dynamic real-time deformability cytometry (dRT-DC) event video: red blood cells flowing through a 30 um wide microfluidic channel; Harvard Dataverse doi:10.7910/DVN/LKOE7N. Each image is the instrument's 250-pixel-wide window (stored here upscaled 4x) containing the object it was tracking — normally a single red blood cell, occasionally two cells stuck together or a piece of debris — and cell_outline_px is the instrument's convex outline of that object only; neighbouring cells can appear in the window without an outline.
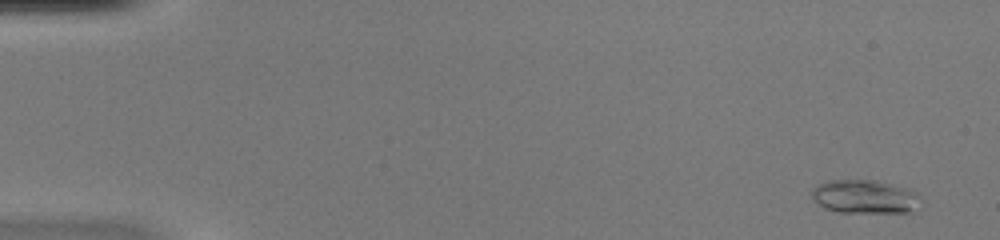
{"species": "common noctule bat (a hibernating species)", "species_latin": "Nyctalus noctula", "temperature_condition": "warm", "stored_images_in_passage": 51, "camera_frame_rate_fps": 3000, "um_per_image_px": 0.085, "animal": {"sex": "female", "body_mass_g": 20.0, "forearm_length_mm": 54.0}, "frame": {"image": 1, "passage_image": 3, "time_ms": 0.667, "image_size_px": [1000, 240], "cell_outline_px": [[916, 192], [908, 212], [840, 212], [824, 208], [812, 200], [812, 188], [828, 180], [876, 180], [912, 188]], "centroid_in_image_um": [73.37, 16.69], "position_along_channel_um": 11.6, "area_um2": 20.75}}
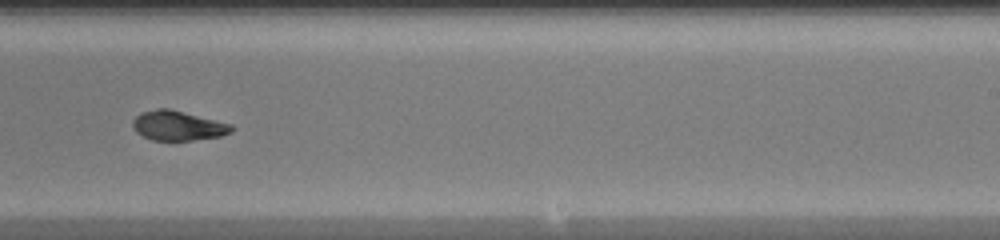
{"frame": {"image": 2, "passage_image": 33, "time_ms": 10.667, "image_size_px": [1000, 240], "cell_outline_px": [[236, 128], [232, 132], [220, 136], [192, 140], [152, 140], [136, 132], [132, 128], [132, 120], [140, 112], [156, 108], [168, 108], [232, 124]], "centroid_in_image_um": [15.11, 10.67], "position_along_channel_um": 273.9, "area_um2": 17.17}}
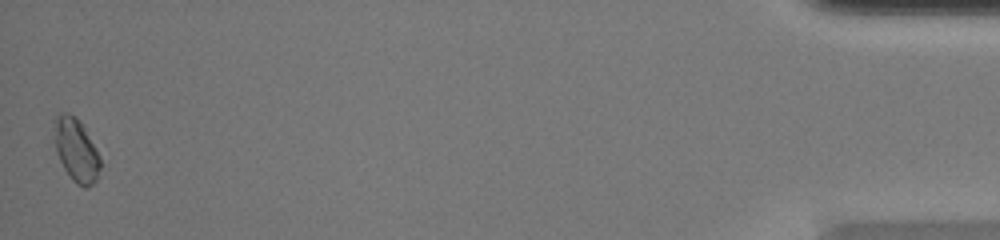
{"frame": {"image": 3, "passage_image": 51, "time_ms": 16.667, "image_size_px": [1000, 240], "cell_outline_px": [[100, 168], [96, 180], [88, 188], [84, 188], [76, 184], [72, 180], [64, 168], [56, 152], [56, 116], [60, 112], [68, 112], [80, 120], [96, 148], [100, 156]], "centroid_in_image_um": [6.51, 12.78], "position_along_channel_um": 428.7, "area_um2": 16.7}, "authors_computed_cell_mechanics": {"area_um2": 17.34, "velocity_mm_per_s": 4.0802, "shape_relaxation_time_tau1_ms": 8.5433, "shape_relaxation_time_tau2_ms": 3.294, "deformation_change_tau1": 0.3046, "deformation_change_tau2": 0.0511}}